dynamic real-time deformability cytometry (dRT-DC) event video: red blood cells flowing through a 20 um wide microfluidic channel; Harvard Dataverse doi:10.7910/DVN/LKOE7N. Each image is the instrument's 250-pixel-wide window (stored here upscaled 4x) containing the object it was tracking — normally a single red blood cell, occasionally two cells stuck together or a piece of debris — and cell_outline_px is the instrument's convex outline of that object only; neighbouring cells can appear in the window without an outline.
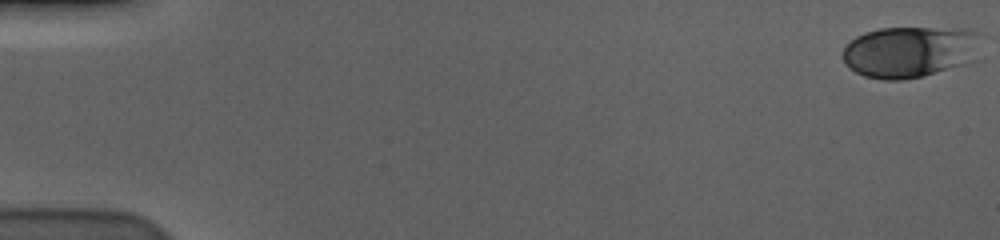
{"species": "human", "species_latin": "Homo sapiens", "temperature_condition": "cold", "stored_images_in_passage": 58, "camera_frame_rate_fps": 3000, "um_per_image_px": 0.085, "donor": {"sex": "male"}, "frame": {"image": 1, "passage_image": 1, "time_ms": 0.0, "image_size_px": [1000, 240], "cell_outline_px": [[976, 32], [964, 64], [924, 76], [904, 80], [884, 80], [864, 76], [856, 72], [844, 60], [844, 48], [856, 36], [864, 32], [880, 28], [928, 28]], "centroid_in_image_um": [77.11, 4.43], "position_along_channel_um": 7.9, "area_um2": 39.3}}
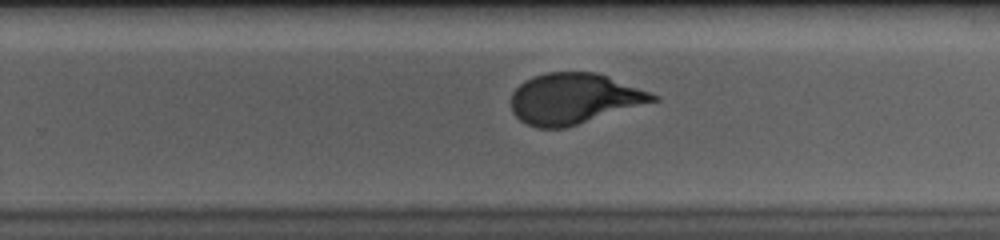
{"frame": {"image": 2, "passage_image": 38, "time_ms": 12.333, "image_size_px": [1000, 240], "cell_outline_px": [[660, 100], [564, 128], [536, 128], [520, 120], [512, 112], [512, 92], [524, 80], [532, 76], [548, 72], [596, 72], [660, 96]], "centroid_in_image_um": [48.77, 8.38], "position_along_channel_um": 281.0, "area_um2": 41.67}}
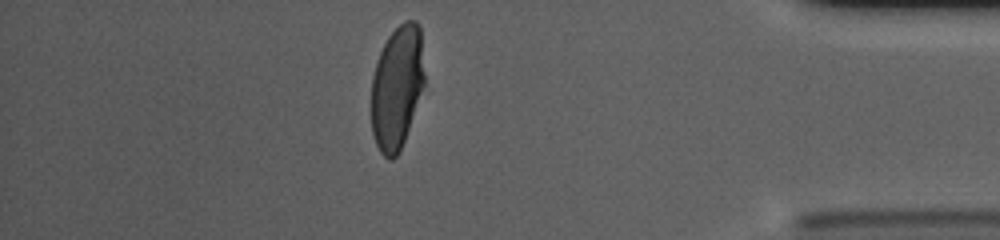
{"frame": {"image": 3, "passage_image": 51, "time_ms": 16.667, "image_size_px": [1000, 240], "cell_outline_px": [[424, 84], [400, 152], [392, 160], [388, 160], [380, 152], [376, 144], [372, 132], [372, 76], [380, 52], [388, 36], [404, 20], [416, 20], [420, 28], [424, 72]], "centroid_in_image_um": [33.74, 7.43], "position_along_channel_um": 401.5, "area_um2": 38.03}, "authors_computed_cell_mechanics": {"area_um2": 41.6738, "velocity_mm_per_s": 3.5901, "shape_relaxation_time_tau1_ms": 6.2739, "shape_relaxation_time_tau2_ms": null, "deformation_change_tau1": 0.224, "deformation_change_tau2": null}}